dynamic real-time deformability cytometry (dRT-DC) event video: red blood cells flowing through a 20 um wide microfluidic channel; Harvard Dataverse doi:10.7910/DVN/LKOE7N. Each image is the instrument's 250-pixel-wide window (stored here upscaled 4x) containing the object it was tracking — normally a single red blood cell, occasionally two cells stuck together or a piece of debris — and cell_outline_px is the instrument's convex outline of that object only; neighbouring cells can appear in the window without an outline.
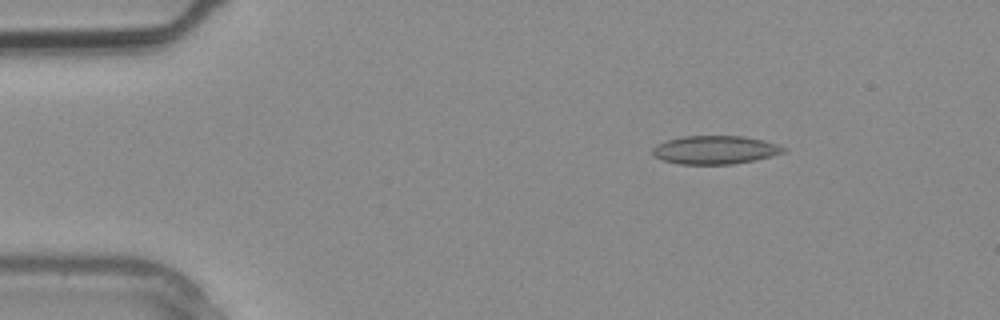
{"species": "common noctule bat (a hibernating species)", "species_latin": "Nyctalus noctula", "temperature_condition": "warm", "stored_images_in_passage": 2, "camera_frame_rate_fps": 3000, "um_per_image_px": 0.085, "animal": {"sex": "male", "body_mass_g": 20.4}, "frame": {"image": 1, "passage_image": 1, "time_ms": 0.0, "image_size_px": [1000, 320], "cell_outline_px": [[784, 152], [772, 156], [732, 164], [676, 164], [652, 156], [652, 148], [656, 144], [668, 140], [684, 136], [740, 136], [764, 140], [776, 144], [784, 148]], "centroid_in_image_um": [60.72, 12.74], "position_along_channel_um": 24.3, "area_um2": 21.5}}